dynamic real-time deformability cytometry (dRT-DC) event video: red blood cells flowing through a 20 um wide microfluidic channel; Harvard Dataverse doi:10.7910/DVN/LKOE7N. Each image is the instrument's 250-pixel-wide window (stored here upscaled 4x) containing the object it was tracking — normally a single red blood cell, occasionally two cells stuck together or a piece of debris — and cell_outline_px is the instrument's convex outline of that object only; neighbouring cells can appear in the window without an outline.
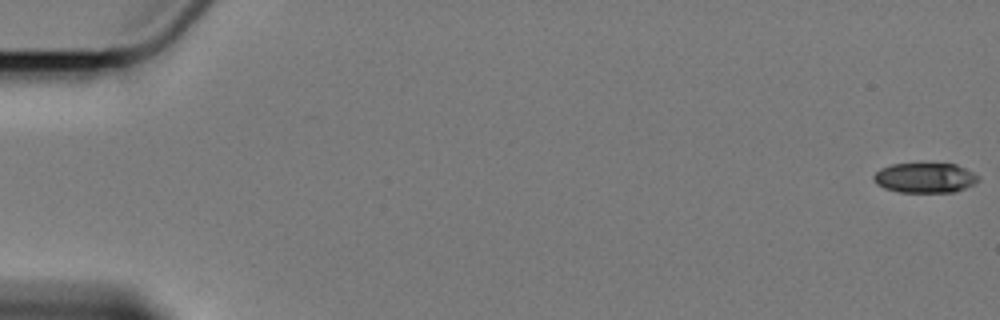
{"species": "Egyptian fruit bat (a non-hibernating species)", "species_latin": "Rousettus aegyptiacus", "temperature_condition": "cold", "stored_images_in_passage": 16, "camera_frame_rate_fps": 3000, "um_per_image_px": 0.085, "animal": {"sex": "female"}, "frame": {"image": 1, "passage_image": 1, "time_ms": 0.0, "image_size_px": [1000, 320], "cell_outline_px": [[980, 180], [964, 188], [952, 192], [900, 192], [884, 188], [876, 184], [872, 180], [872, 176], [880, 168], [892, 164], [956, 164], [980, 176]], "centroid_in_image_um": [78.58, 15.11], "position_along_channel_um": 6.4, "area_um2": 18.21}}
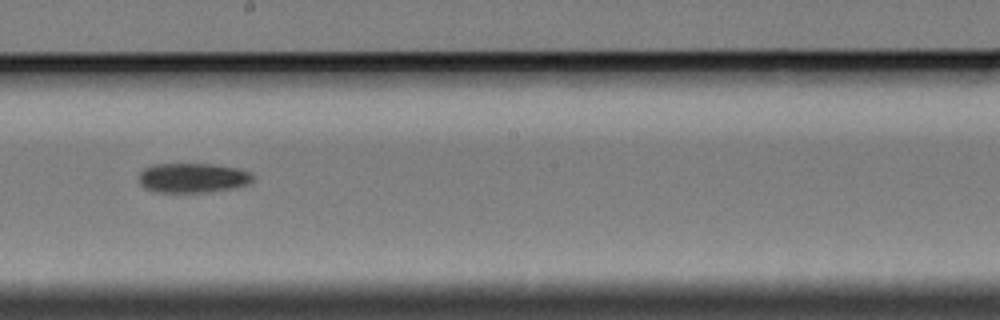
{"frame": {"image": 2, "passage_image": 10, "time_ms": 11.333, "image_size_px": [1000, 320], "cell_outline_px": [[252, 180], [248, 184], [236, 188], [208, 192], [152, 192], [144, 188], [140, 184], [140, 172], [144, 168], [152, 164], [212, 164], [240, 168], [252, 172]], "centroid_in_image_um": [16.39, 15.12], "position_along_channel_um": 231.8, "area_um2": 19.94}}
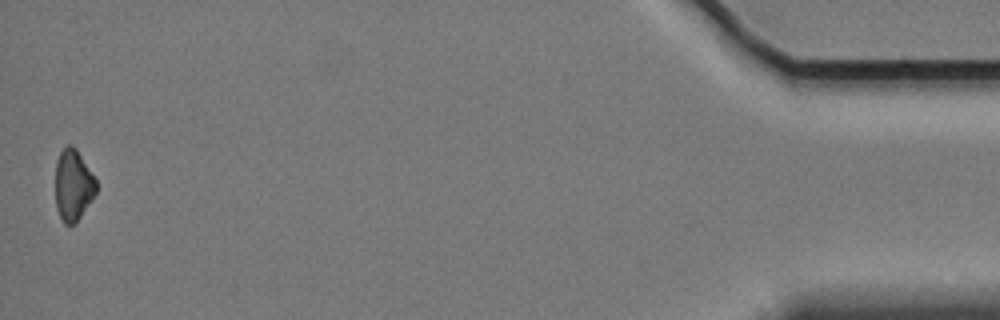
{"frame": {"image": 3, "passage_image": 16, "time_ms": 19.667, "image_size_px": [1000, 320], "cell_outline_px": [[96, 192], [80, 216], [72, 224], [64, 224], [56, 208], [56, 160], [60, 152], [68, 144], [72, 144], [76, 148], [96, 180]], "centroid_in_image_um": [6.2, 15.7], "position_along_channel_um": 429.0, "area_um2": 16.59}, "authors_computed_cell_mechanics": {"area_um2": 19.4208, "velocity_mm_per_s": 3.3855, "shape_relaxation_time_tau1_ms": 3.8506, "shape_relaxation_time_tau2_ms": null, "deformation_change_tau1": 0.0633, "deformation_change_tau2": null}}